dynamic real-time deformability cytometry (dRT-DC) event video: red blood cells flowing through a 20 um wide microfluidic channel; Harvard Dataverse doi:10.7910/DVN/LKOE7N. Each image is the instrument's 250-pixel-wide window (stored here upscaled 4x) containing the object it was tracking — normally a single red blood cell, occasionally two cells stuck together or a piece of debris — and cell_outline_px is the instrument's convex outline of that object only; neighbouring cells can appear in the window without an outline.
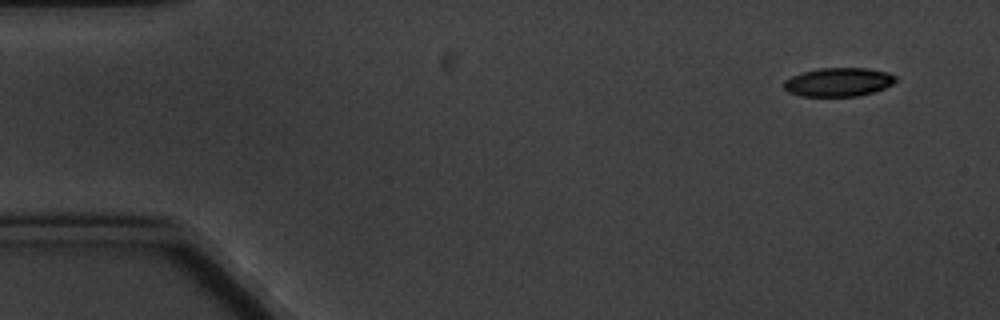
{"species": "common noctule bat (a hibernating species)", "species_latin": "Nyctalus noctula", "temperature_condition": "cold", "stored_images_in_passage": 4, "camera_frame_rate_fps": 3000, "um_per_image_px": 0.085, "animal": {"sex": "male", "body_mass_g": 20.1, "forearm_length_mm": 53.5}, "frame": {"image": 1, "passage_image": 1, "time_ms": 0.0, "image_size_px": [1000, 320], "cell_outline_px": [[896, 80], [892, 84], [884, 88], [860, 96], [800, 96], [788, 92], [784, 88], [784, 80], [792, 76], [804, 72], [820, 68], [868, 68], [888, 72], [896, 76]], "centroid_in_image_um": [71.27, 6.98], "position_along_channel_um": 13.7, "area_um2": 18.67}}
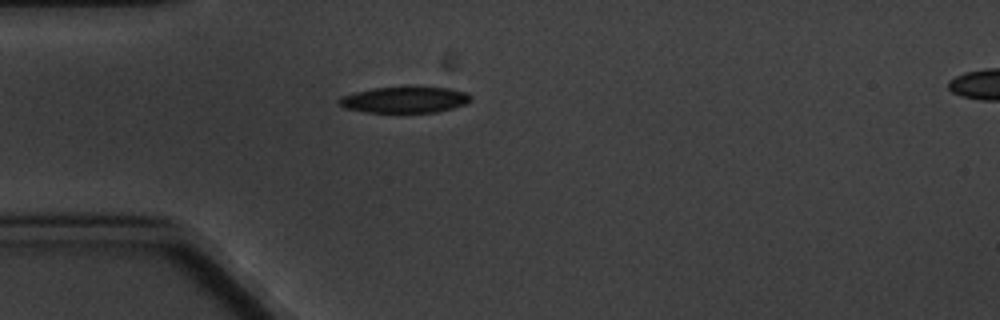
{"frame": {"image": 2, "passage_image": 4, "time_ms": 4.0, "image_size_px": [1000, 320], "cell_outline_px": [[472, 100], [464, 104], [452, 108], [436, 112], [364, 112], [344, 108], [336, 104], [336, 100], [340, 96], [372, 88], [408, 84], [412, 84], [452, 88], [468, 92], [472, 96]], "centroid_in_image_um": [34.4, 8.42], "position_along_channel_um": 50.6, "area_um2": 21.21}}